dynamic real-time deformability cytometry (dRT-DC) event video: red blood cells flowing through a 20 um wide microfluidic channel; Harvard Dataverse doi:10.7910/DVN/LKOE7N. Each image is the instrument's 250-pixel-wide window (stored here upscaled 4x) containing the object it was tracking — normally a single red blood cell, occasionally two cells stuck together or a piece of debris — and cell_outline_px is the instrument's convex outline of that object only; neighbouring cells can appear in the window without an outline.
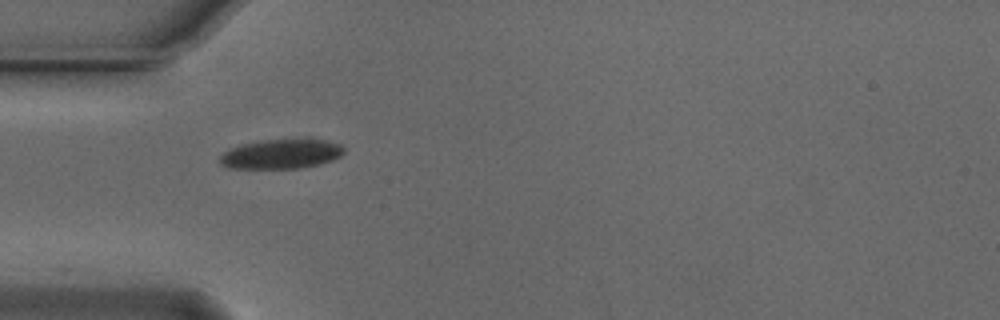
{"species": "Egyptian fruit bat (a non-hibernating species)", "species_latin": "Rousettus aegyptiacus", "temperature_condition": "cold", "stored_images_in_passage": 39, "camera_frame_rate_fps": 3000, "um_per_image_px": 0.085, "animal": {"sex": "male"}, "frame": {"image": 1, "passage_image": 1, "time_ms": 0.0, "image_size_px": [1000, 320], "cell_outline_px": [[344, 152], [340, 156], [332, 160], [320, 164], [296, 168], [228, 168], [220, 164], [220, 156], [224, 152], [240, 144], [260, 140], [328, 140], [340, 144], [344, 148]], "centroid_in_image_um": [23.89, 13.09], "position_along_channel_um": 61.1, "area_um2": 21.15}}
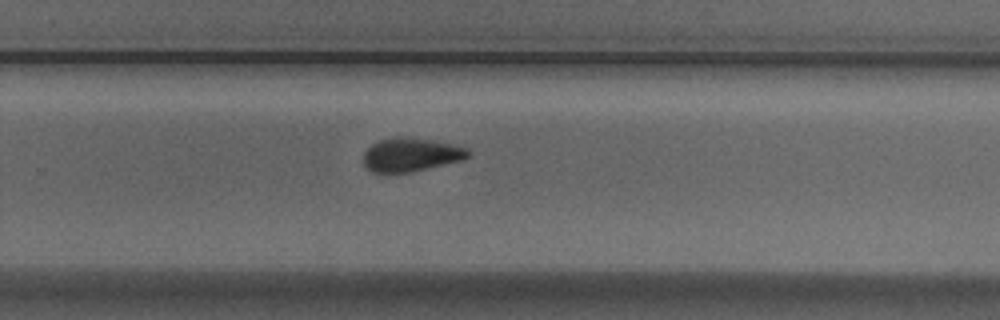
{"frame": {"image": 2, "passage_image": 20, "time_ms": 6.333, "image_size_px": [1000, 320], "cell_outline_px": [[468, 156], [464, 160], [412, 172], [384, 176], [372, 172], [364, 168], [364, 152], [372, 144], [380, 140], [396, 136], [400, 136], [432, 140], [452, 144], [468, 148]], "centroid_in_image_um": [34.87, 13.19], "position_along_channel_um": 294.9, "area_um2": 21.1}}
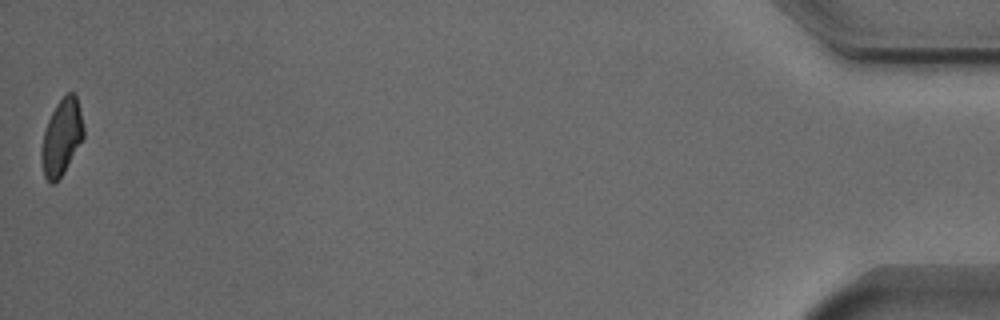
{"frame": {"image": 3, "passage_image": 39, "time_ms": 12.667, "image_size_px": [1000, 320], "cell_outline_px": [[84, 136], [64, 172], [52, 184], [44, 176], [40, 160], [40, 152], [44, 132], [48, 120], [56, 104], [68, 92], [76, 92], [84, 128]], "centroid_in_image_um": [5.23, 11.64], "position_along_channel_um": 430.0, "area_um2": 18.55}, "authors_computed_cell_mechanics": {"area_um2": 20.7502, "velocity_mm_per_s": 3.7253, "shape_relaxation_time_tau1_ms": 1.936, "shape_relaxation_time_tau2_ms": 4.9061, "deformation_change_tau1": 0.0953, "deformation_change_tau2": 0.0808}}